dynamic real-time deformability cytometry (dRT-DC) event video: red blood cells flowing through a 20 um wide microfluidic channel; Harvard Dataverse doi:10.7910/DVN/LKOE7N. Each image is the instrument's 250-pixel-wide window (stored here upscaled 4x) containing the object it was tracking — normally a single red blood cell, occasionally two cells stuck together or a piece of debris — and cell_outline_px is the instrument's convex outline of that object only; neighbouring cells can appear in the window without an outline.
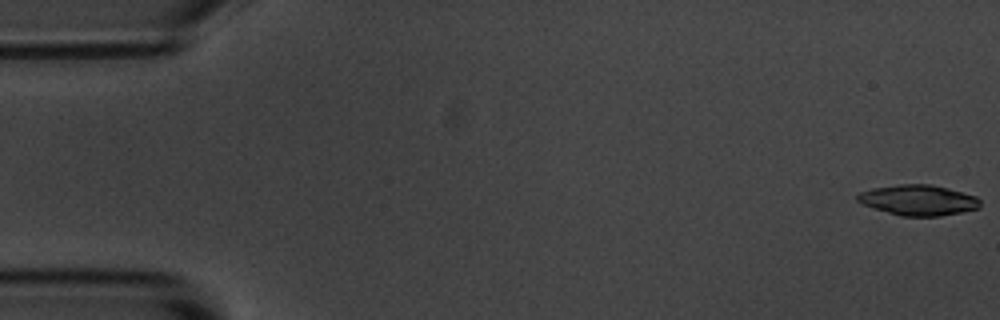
{"species": "common noctule bat (a hibernating species)", "species_latin": "Nyctalus noctula", "temperature_condition": "room temperature", "stored_images_in_passage": 57, "camera_frame_rate_fps": 3000, "um_per_image_px": 0.085, "animal": {"sex": "male", "body_mass_g": 20.1, "forearm_length_mm": 53.5}, "frame": {"image": 1, "passage_image": 1, "time_ms": 0.0, "image_size_px": [1000, 320], "cell_outline_px": [[980, 208], [940, 216], [900, 216], [864, 204], [856, 200], [856, 196], [860, 192], [872, 188], [900, 184], [932, 184], [948, 188], [976, 196], [980, 200]], "centroid_in_image_um": [78.07, 17.0], "position_along_channel_um": 6.9, "area_um2": 21.68}}
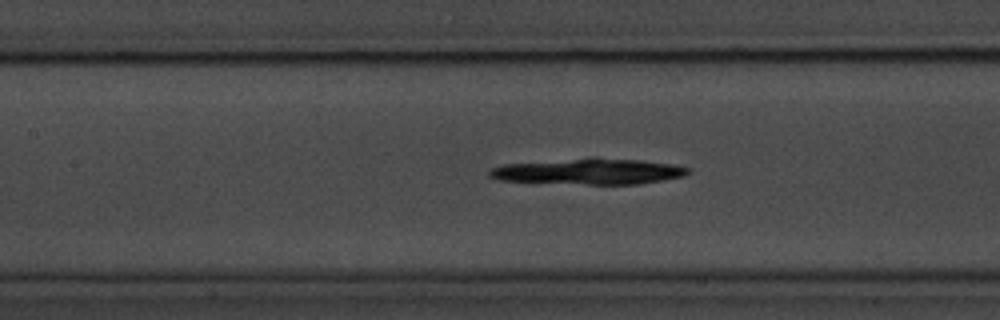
{"frame": {"image": 2, "passage_image": 25, "time_ms": 8.0, "image_size_px": [1000, 320], "cell_outline_px": [[692, 172], [684, 176], [636, 184], [588, 184], [500, 180], [488, 176], [488, 172], [492, 168], [504, 164], [592, 156], [596, 156], [640, 160], [672, 164], [692, 168]], "centroid_in_image_um": [50.08, 14.54], "position_along_channel_um": 157.3, "area_um2": 30.23}}
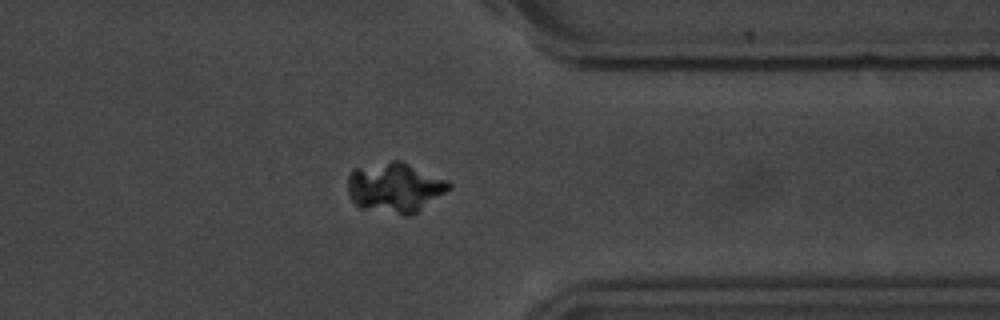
{"frame": {"image": 3, "passage_image": 44, "time_ms": 14.333, "image_size_px": [1000, 320], "cell_outline_px": [[452, 188], [416, 212], [408, 216], [404, 216], [360, 208], [352, 200], [348, 192], [348, 176], [352, 168], [392, 160], [400, 160], [448, 180], [452, 184]], "centroid_in_image_um": [33.56, 15.93], "position_along_channel_um": 377.8, "area_um2": 29.65}}